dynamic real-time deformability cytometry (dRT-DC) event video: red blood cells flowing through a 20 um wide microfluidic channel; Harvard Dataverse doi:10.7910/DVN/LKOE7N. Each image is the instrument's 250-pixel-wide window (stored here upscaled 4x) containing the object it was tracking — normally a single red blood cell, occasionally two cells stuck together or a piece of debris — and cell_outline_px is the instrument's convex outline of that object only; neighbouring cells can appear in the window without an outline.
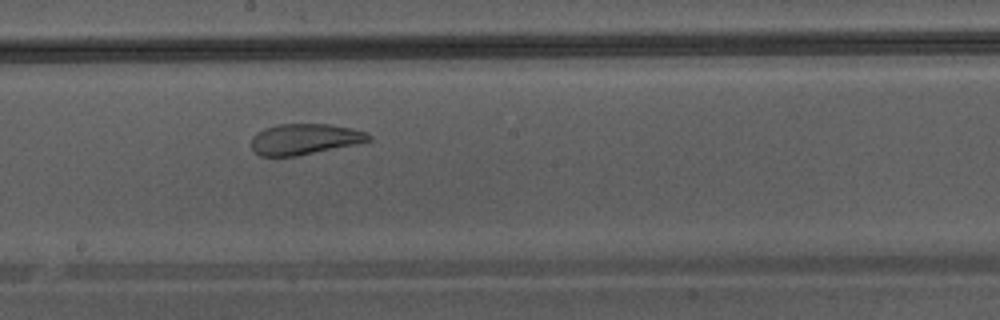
{"species": "Egyptian fruit bat (a non-hibernating species)", "species_latin": "Rousettus aegyptiacus", "temperature_condition": "warm", "stored_images_in_passage": 36, "camera_frame_rate_fps": 3000, "um_per_image_px": 0.085, "animal": {"sex": "male"}, "frame": {"image": 1, "passage_image": 16, "time_ms": 5.0, "image_size_px": [1000, 320], "cell_outline_px": [[372, 140], [356, 144], [296, 156], [260, 156], [252, 148], [252, 136], [256, 132], [264, 128], [276, 124], [328, 124], [352, 128], [368, 132], [372, 136]], "centroid_in_image_um": [25.9, 11.81], "position_along_channel_um": 222.3, "area_um2": 21.15}}